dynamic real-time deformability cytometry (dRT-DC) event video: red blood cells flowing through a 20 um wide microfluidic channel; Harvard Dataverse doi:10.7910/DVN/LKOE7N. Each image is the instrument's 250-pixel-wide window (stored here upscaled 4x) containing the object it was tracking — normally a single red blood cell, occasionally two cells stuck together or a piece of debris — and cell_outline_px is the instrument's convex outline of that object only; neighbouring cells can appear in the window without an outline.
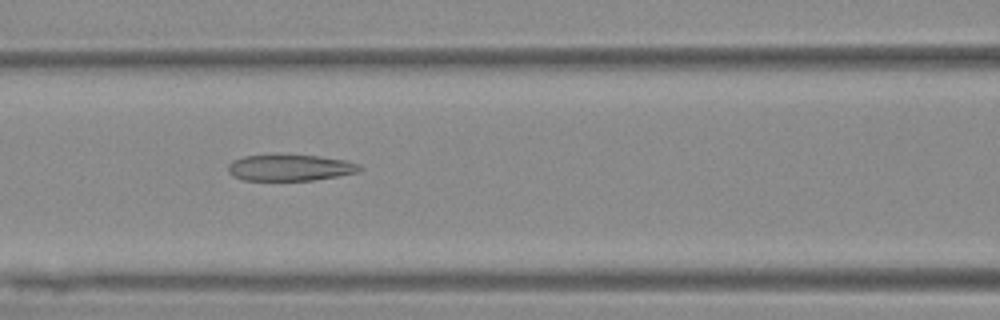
{"species": "Egyptian fruit bat (a non-hibernating species)", "species_latin": "Rousettus aegyptiacus", "temperature_condition": "warm", "stored_images_in_passage": 34, "camera_frame_rate_fps": 3000, "um_per_image_px": 0.085, "animal": {"sex": "female"}, "frame": {"image": 1, "passage_image": 10, "time_ms": 3.0, "image_size_px": [1000, 320], "cell_outline_px": [[364, 168], [360, 172], [312, 180], [244, 180], [232, 176], [228, 172], [228, 164], [232, 160], [244, 156], [320, 156], [348, 160], [360, 164]], "centroid_in_image_um": [24.7, 14.26], "position_along_channel_um": 141.9, "area_um2": 20.0}}
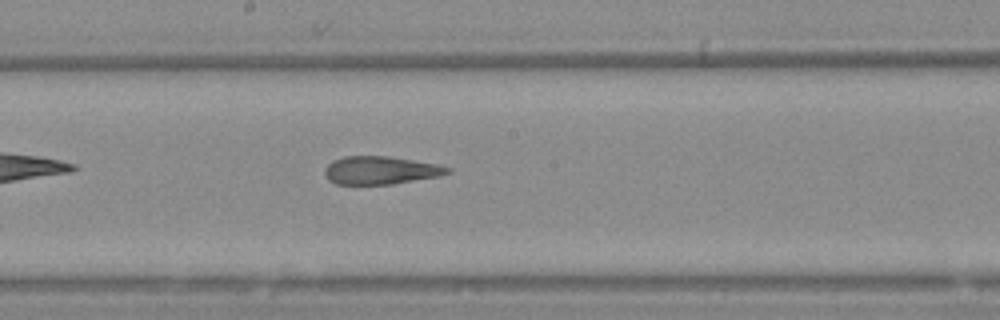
{"frame": {"image": 2, "passage_image": 16, "time_ms": 5.0, "image_size_px": [1000, 320], "cell_outline_px": [[452, 172], [440, 176], [392, 184], [336, 184], [328, 180], [324, 172], [324, 168], [332, 160], [344, 156], [388, 156], [436, 164], [452, 168]], "centroid_in_image_um": [32.34, 14.47], "position_along_channel_um": 215.9, "area_um2": 20.11}}
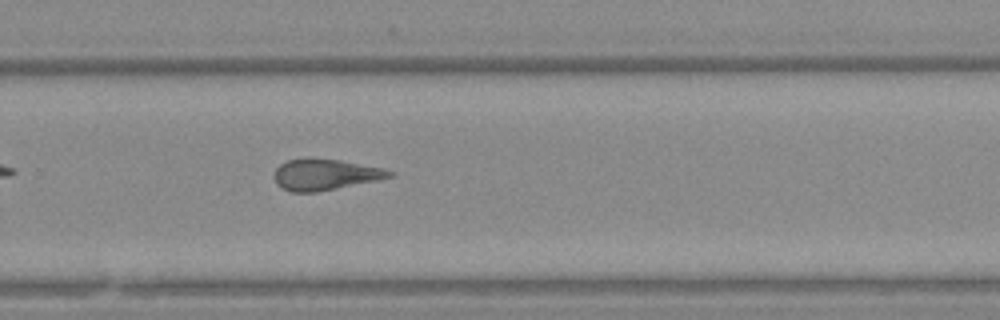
{"frame": {"image": 3, "passage_image": 23, "time_ms": 7.333, "image_size_px": [1000, 320], "cell_outline_px": [[392, 176], [376, 180], [316, 192], [292, 192], [276, 184], [276, 168], [280, 164], [288, 160], [340, 160], [380, 168], [392, 172]], "centroid_in_image_um": [27.61, 14.86], "position_along_channel_um": 302.2, "area_um2": 19.83}, "authors_computed_cell_mechanics": {"area_um2": 20.9236, "velocity_mm_per_s": 3.7117, "shape_relaxation_time_tau1_ms": null, "shape_relaxation_time_tau2_ms": 3.4836, "deformation_change_tau1": null, "deformation_change_tau2": 0.1414}}